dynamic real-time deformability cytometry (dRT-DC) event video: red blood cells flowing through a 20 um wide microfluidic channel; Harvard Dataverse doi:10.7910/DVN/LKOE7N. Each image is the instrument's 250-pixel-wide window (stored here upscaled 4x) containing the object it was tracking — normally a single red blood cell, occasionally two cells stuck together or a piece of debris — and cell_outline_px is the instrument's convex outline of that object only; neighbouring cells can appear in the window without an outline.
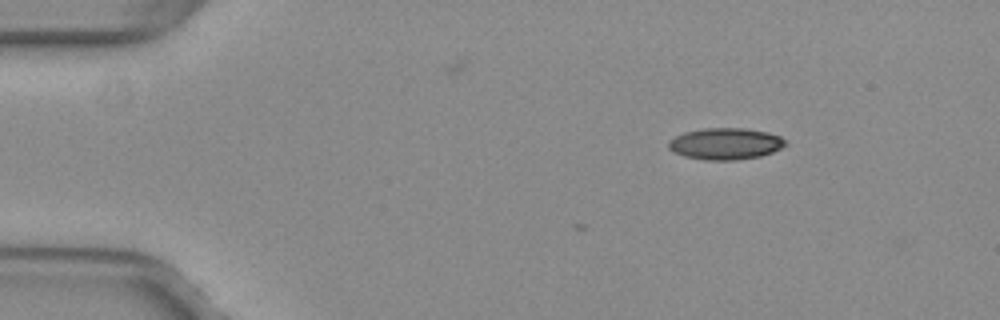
{"species": "common noctule bat (a hibernating species)", "species_latin": "Nyctalus noctula", "temperature_condition": "warm", "stored_images_in_passage": 6, "camera_frame_rate_fps": 3000, "um_per_image_px": 0.085, "animal": {"sex": "female", "body_mass_g": 29.2, "forearm_length_mm": 56.3}, "frame": {"image": 1, "passage_image": 1, "time_ms": 0.0, "image_size_px": [1000, 320], "cell_outline_px": [[788, 144], [772, 152], [760, 156], [736, 160], [704, 160], [684, 156], [668, 148], [668, 140], [684, 132], [704, 128], [744, 128], [768, 132], [780, 136]], "centroid_in_image_um": [61.66, 12.21], "position_along_channel_um": 23.3, "area_um2": 21.5}}